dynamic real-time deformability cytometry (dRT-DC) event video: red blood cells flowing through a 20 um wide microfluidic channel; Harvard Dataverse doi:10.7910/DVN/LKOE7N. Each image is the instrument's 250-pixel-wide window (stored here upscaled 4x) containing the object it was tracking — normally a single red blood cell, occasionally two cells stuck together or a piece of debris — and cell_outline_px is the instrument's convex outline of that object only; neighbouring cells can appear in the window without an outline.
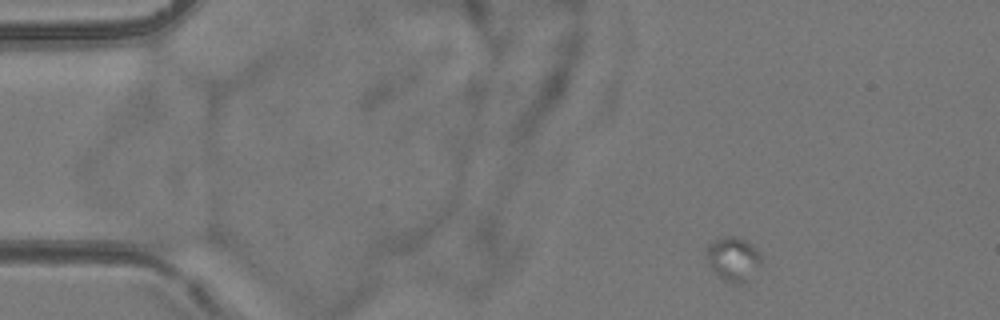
{"species": "common noctule bat (a hibernating species)", "species_latin": "Nyctalus noctula", "temperature_condition": "room temperature", "stored_images_in_passage": 6, "camera_frame_rate_fps": 3000, "um_per_image_px": 0.085, "animal": {"sex": "female", "body_mass_g": 24.6, "forearm_length_mm": 56.2}, "frame": {"image": 1, "passage_image": 1, "time_ms": 0.0, "image_size_px": [1000, 320], "cell_outline_px": [[760, 264], [744, 284], [732, 284], [724, 280], [708, 264], [704, 252], [708, 244], [720, 236], [736, 236], [748, 240], [760, 252]], "centroid_in_image_um": [62.29, 21.97], "position_along_channel_um": 22.7, "area_um2": 14.28}}
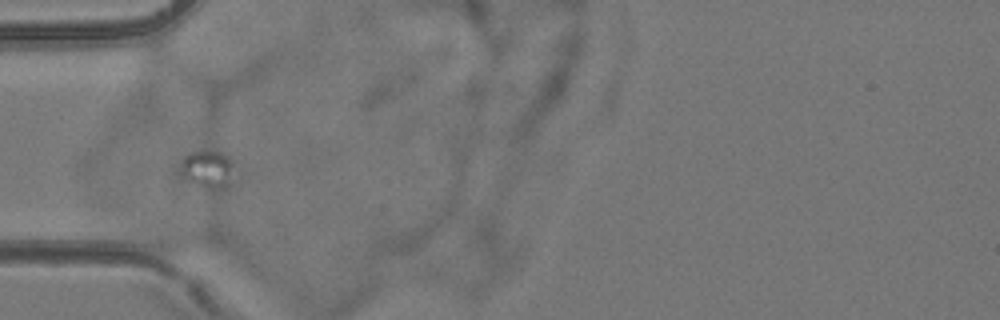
{"frame": {"image": 2, "passage_image": 4, "time_ms": 3.667, "image_size_px": [1000, 320], "cell_outline_px": [[228, 188], [204, 188], [188, 180], [180, 172], [180, 164], [184, 156], [192, 152], [220, 152], [228, 156]], "centroid_in_image_um": [17.53, 14.39], "position_along_channel_um": 67.5, "area_um2": 10.87}}